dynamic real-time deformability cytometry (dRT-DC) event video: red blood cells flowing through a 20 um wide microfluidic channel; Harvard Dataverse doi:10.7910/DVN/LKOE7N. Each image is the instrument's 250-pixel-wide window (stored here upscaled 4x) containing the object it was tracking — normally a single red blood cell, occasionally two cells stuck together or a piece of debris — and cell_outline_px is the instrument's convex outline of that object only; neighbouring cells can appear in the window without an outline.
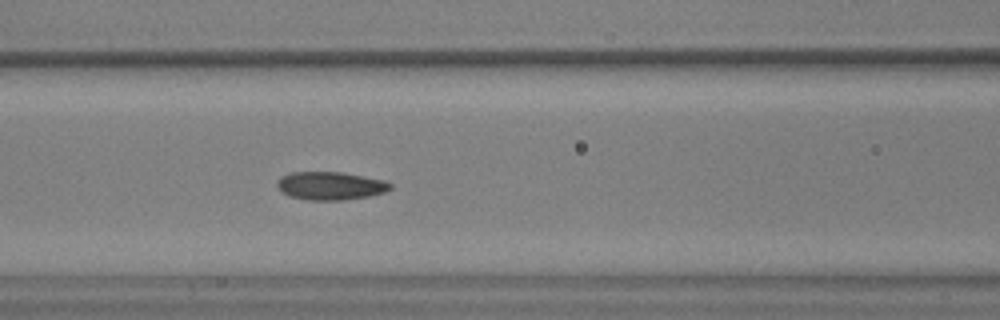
{"species": "common noctule bat (a hibernating species)", "species_latin": "Nyctalus noctula", "temperature_condition": "warm", "stored_images_in_passage": 47, "camera_frame_rate_fps": 3000, "um_per_image_px": 0.085, "animal": {"sex": "male", "body_mass_g": 17.9, "forearm_length_mm": 54.2}, "frame": {"image": 1, "passage_image": 20, "time_ms": 6.333, "image_size_px": [1000, 320], "cell_outline_px": [[392, 188], [384, 192], [368, 196], [344, 200], [308, 200], [288, 196], [280, 192], [276, 184], [276, 180], [280, 176], [292, 172], [340, 172], [384, 180], [392, 184]], "centroid_in_image_um": [28.03, 15.79], "position_along_channel_um": 138.6, "area_um2": 18.67}}
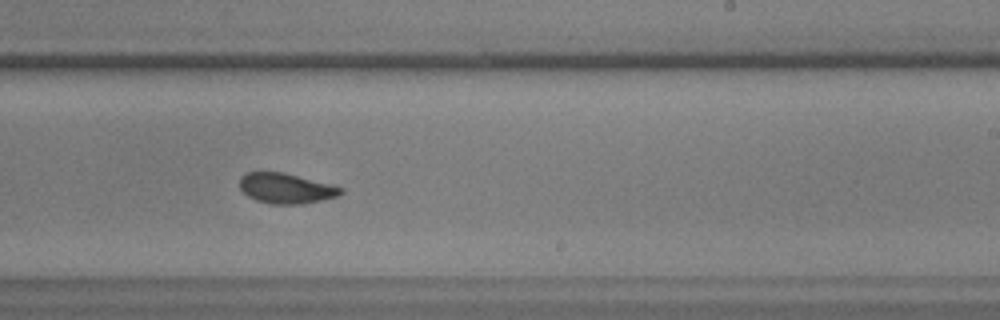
{"frame": {"image": 2, "passage_image": 29, "time_ms": 9.333, "image_size_px": [1000, 320], "cell_outline_px": [[344, 192], [336, 196], [304, 204], [272, 204], [256, 200], [248, 196], [240, 188], [240, 176], [244, 172], [284, 172], [344, 188]], "centroid_in_image_um": [24.28, 16.0], "position_along_channel_um": 264.7, "area_um2": 17.74}}
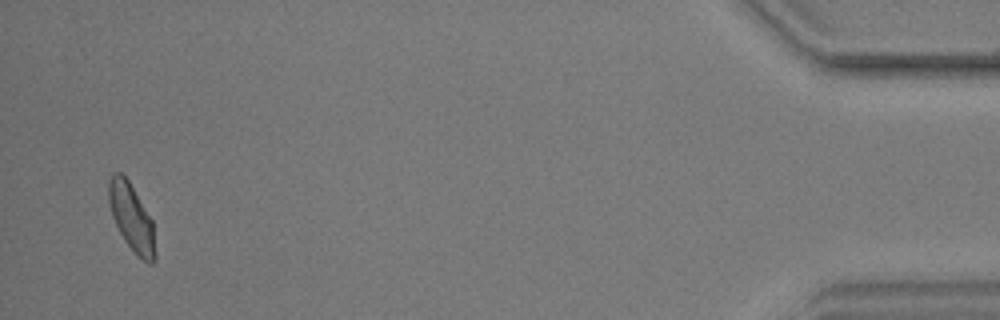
{"frame": {"image": 3, "passage_image": 46, "time_ms": 15.0, "image_size_px": [1000, 320], "cell_outline_px": [[156, 260], [152, 264], [148, 264], [124, 240], [112, 216], [108, 200], [108, 180], [112, 172], [120, 172], [128, 180], [152, 220], [156, 256]], "centroid_in_image_um": [11.17, 18.46], "position_along_channel_um": 424.0, "area_um2": 17.92}}